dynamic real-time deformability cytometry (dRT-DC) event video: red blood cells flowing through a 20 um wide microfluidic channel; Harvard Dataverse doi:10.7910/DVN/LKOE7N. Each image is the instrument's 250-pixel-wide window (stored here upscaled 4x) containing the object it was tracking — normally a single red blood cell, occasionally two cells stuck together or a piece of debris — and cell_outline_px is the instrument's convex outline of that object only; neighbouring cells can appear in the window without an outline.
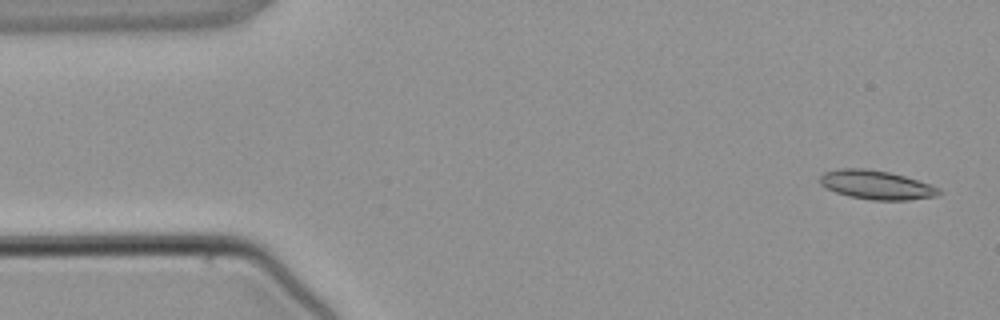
{"species": "common noctule bat (a hibernating species)", "species_latin": "Nyctalus noctula", "temperature_condition": "warm", "stored_images_in_passage": 3, "camera_frame_rate_fps": 3000, "um_per_image_px": 0.085, "animal": {"sex": "male", "body_mass_g": 21.5, "forearm_length_mm": 52.0}, "frame": {"image": 1, "passage_image": 1, "time_ms": 0.0, "image_size_px": [1000, 320], "cell_outline_px": [[944, 192], [936, 196], [908, 200], [872, 200], [848, 196], [836, 192], [820, 184], [820, 176], [824, 172], [840, 168], [868, 168], [888, 172], [904, 176], [940, 188]], "centroid_in_image_um": [74.49, 15.71], "position_along_channel_um": 10.5, "area_um2": 20.0}}
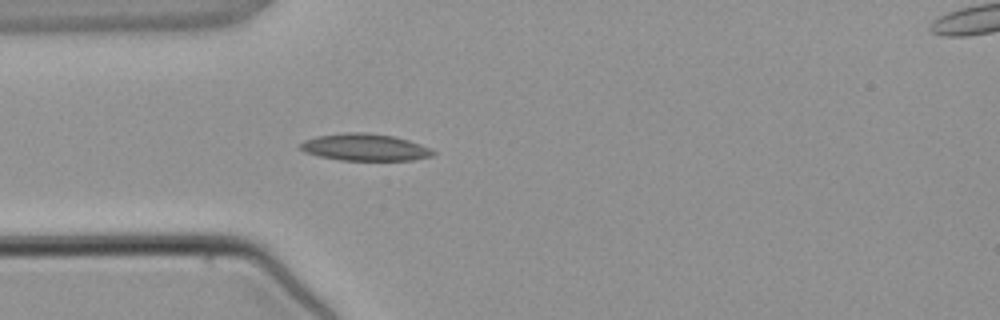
{"frame": {"image": 2, "passage_image": 3, "time_ms": 3.333, "image_size_px": [1000, 320], "cell_outline_px": [[436, 152], [432, 156], [412, 160], [340, 160], [320, 156], [304, 152], [300, 148], [300, 144], [304, 140], [316, 136], [344, 132], [368, 132], [392, 136], [408, 140], [420, 144]], "centroid_in_image_um": [30.99, 12.51], "position_along_channel_um": 54.0, "area_um2": 20.81}}